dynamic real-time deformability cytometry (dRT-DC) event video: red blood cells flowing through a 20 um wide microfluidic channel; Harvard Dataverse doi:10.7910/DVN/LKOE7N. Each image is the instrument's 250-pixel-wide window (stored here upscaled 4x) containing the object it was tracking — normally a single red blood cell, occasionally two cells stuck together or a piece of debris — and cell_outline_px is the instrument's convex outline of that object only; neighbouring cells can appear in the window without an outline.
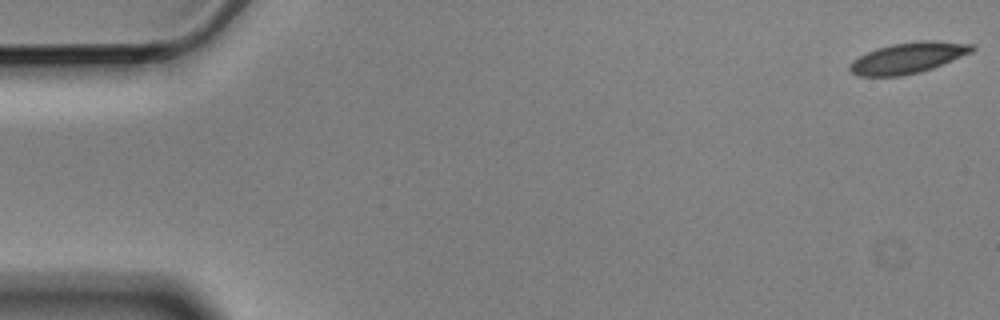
{"species": "Egyptian fruit bat (a non-hibernating species)", "species_latin": "Rousettus aegyptiacus", "temperature_condition": "cold", "stored_images_in_passage": 5, "camera_frame_rate_fps": 3000, "um_per_image_px": 0.085, "animal": {"sex": "male"}, "frame": {"image": 1, "passage_image": 1, "time_ms": 0.0, "image_size_px": [1000, 320], "cell_outline_px": [[976, 48], [972, 52], [932, 68], [920, 72], [900, 76], [860, 76], [852, 72], [848, 68], [852, 60], [876, 48], [892, 44], [920, 40], [936, 40], [976, 44]], "centroid_in_image_um": [77.22, 4.9], "position_along_channel_um": 7.8, "area_um2": 22.02}}
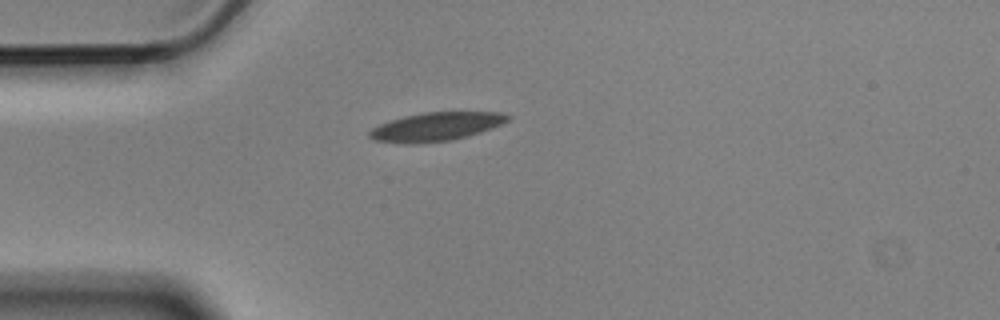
{"frame": {"image": 2, "passage_image": 5, "time_ms": 1.333, "image_size_px": [1000, 320], "cell_outline_px": [[512, 116], [508, 120], [492, 128], [468, 136], [452, 140], [416, 144], [404, 144], [376, 140], [368, 136], [368, 132], [372, 128], [380, 124], [404, 116], [424, 112], [500, 112]], "centroid_in_image_um": [37.06, 10.77], "position_along_channel_um": 47.9, "area_um2": 23.0}}